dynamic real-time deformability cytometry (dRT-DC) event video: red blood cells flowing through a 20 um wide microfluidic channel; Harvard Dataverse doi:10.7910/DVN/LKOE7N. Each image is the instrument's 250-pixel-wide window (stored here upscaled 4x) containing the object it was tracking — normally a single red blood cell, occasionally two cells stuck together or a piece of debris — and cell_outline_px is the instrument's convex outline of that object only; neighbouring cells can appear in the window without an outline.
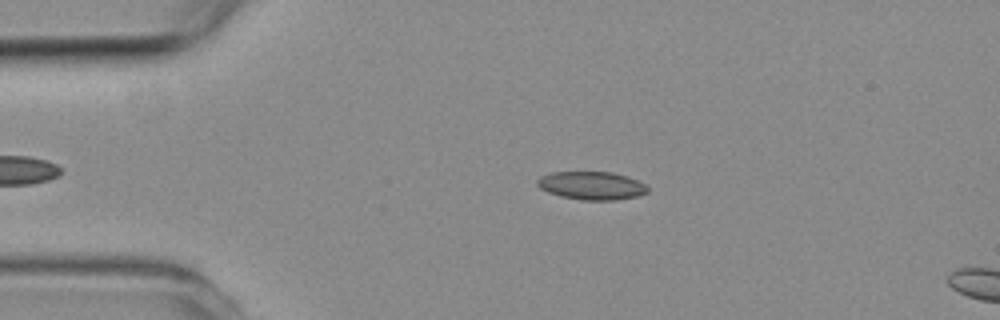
{"species": "common noctule bat (a hibernating species)", "species_latin": "Nyctalus noctula", "temperature_condition": "room temperature", "stored_images_in_passage": 4, "segment_of_instrument_passage": [1, 2], "camera_frame_rate_fps": 3000, "um_per_image_px": 0.085, "animal": {"sex": "female", "body_mass_g": 19.3, "forearm_length_mm": 54.1}, "frame": {"image": 1, "passage_image": 2, "time_ms": 1.333, "image_size_px": [1000, 320], "cell_outline_px": [[648, 192], [636, 196], [616, 200], [580, 200], [560, 196], [548, 192], [540, 188], [536, 184], [536, 180], [540, 176], [552, 172], [612, 172], [628, 176], [648, 184]], "centroid_in_image_um": [50.3, 15.77], "position_along_channel_um": 34.7, "area_um2": 18.32}}